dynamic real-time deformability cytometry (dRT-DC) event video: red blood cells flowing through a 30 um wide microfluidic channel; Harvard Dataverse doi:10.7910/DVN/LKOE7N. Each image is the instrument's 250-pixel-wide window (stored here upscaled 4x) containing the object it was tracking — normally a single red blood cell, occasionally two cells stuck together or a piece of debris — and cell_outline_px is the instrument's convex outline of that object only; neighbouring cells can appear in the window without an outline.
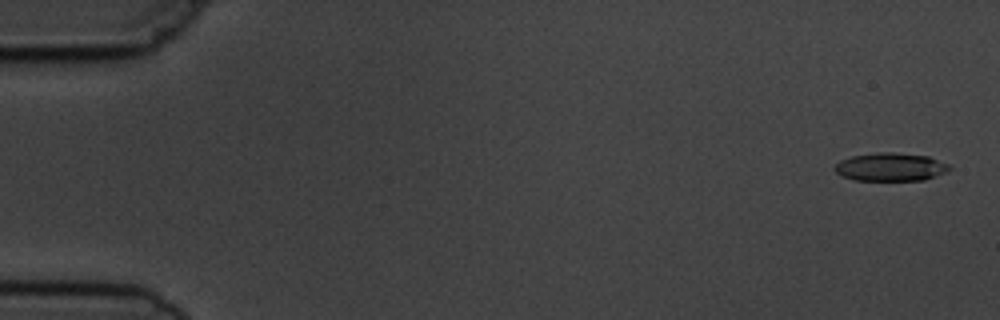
{"species": "common noctule bat (a hibernating species)", "species_latin": "Nyctalus noctula", "temperature_condition": "cold", "stored_images_in_passage": 6, "camera_frame_rate_fps": 3000, "um_per_image_px": 0.085, "animal": {"sex": "male", "body_mass_g": 19.5, "forearm_length_mm": 54.6}, "frame": {"image": 1, "passage_image": 1, "time_ms": 0.0, "image_size_px": [1000, 320], "cell_outline_px": [[952, 168], [948, 172], [924, 180], [856, 180], [844, 176], [836, 172], [832, 168], [840, 160], [852, 156], [880, 152], [892, 152], [928, 156], [948, 164]], "centroid_in_image_um": [75.72, 14.19], "position_along_channel_um": 9.3, "area_um2": 18.79}}
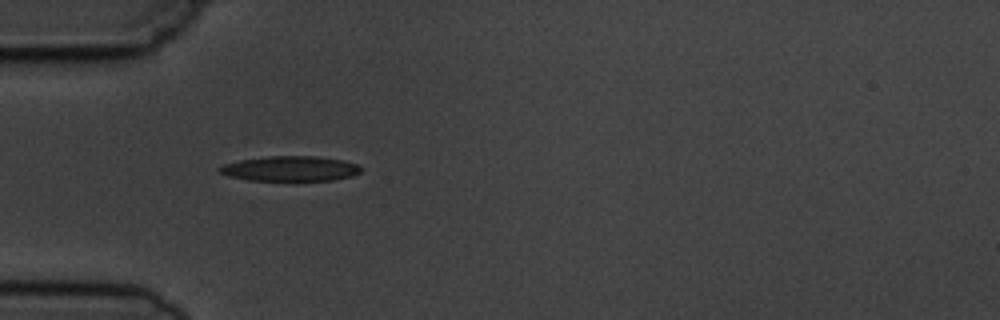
{"frame": {"image": 2, "passage_image": 5, "time_ms": 5.0, "image_size_px": [1000, 320], "cell_outline_px": [[360, 172], [352, 176], [332, 180], [296, 184], [248, 180], [228, 176], [220, 172], [216, 168], [224, 164], [240, 160], [268, 156], [316, 156], [344, 160], [356, 164], [360, 168]], "centroid_in_image_um": [24.66, 14.39], "position_along_channel_um": 60.3, "area_um2": 21.73}}
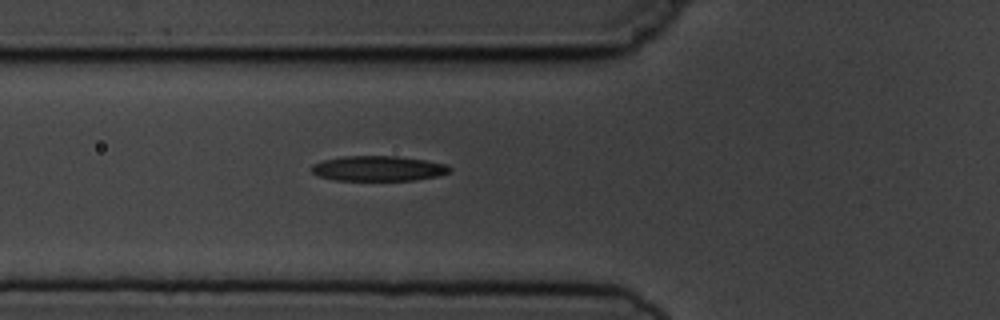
{"frame": {"image": 3, "passage_image": 6, "time_ms": 6.0, "image_size_px": [1000, 320], "cell_outline_px": [[452, 168], [448, 172], [436, 176], [416, 180], [332, 180], [316, 176], [312, 172], [312, 164], [324, 160], [344, 156], [396, 156], [424, 160], [448, 164]], "centroid_in_image_um": [32.13, 14.32], "position_along_channel_um": 93.7, "area_um2": 20.23}}